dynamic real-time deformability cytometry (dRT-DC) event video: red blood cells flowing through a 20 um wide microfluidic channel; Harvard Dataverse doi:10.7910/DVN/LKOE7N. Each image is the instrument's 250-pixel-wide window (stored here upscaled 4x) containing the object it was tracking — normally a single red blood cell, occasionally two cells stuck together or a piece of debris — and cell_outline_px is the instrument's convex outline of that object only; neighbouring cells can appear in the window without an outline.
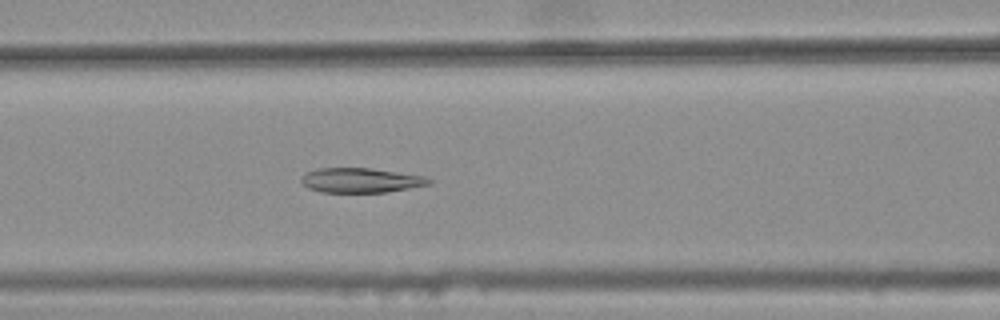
{"species": "common noctule bat (a hibernating species)", "species_latin": "Nyctalus noctula", "temperature_condition": "warm", "stored_images_in_passage": 43, "camera_frame_rate_fps": 3000, "um_per_image_px": 0.085, "animal": {"sex": "female", "body_mass_g": 25.1}, "frame": {"image": 1, "passage_image": 21, "time_ms": 6.667, "image_size_px": [1000, 320], "cell_outline_px": [[432, 184], [384, 192], [320, 192], [308, 188], [300, 180], [308, 172], [316, 168], [368, 168], [424, 176], [432, 180]], "centroid_in_image_um": [30.66, 15.33], "position_along_channel_um": 135.9, "area_um2": 18.09}}
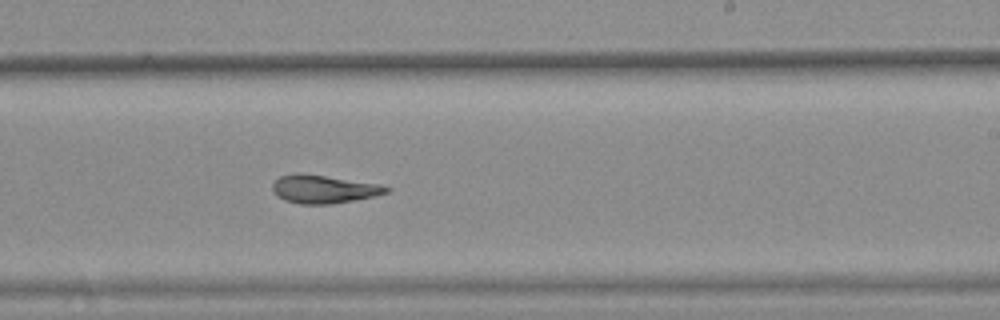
{"frame": {"image": 2, "passage_image": 31, "time_ms": 10.0, "image_size_px": [1000, 320], "cell_outline_px": [[392, 188], [388, 192], [372, 196], [352, 200], [328, 204], [300, 204], [284, 200], [272, 188], [272, 184], [280, 176], [296, 172], [300, 172], [380, 184]], "centroid_in_image_um": [27.5, 16.06], "position_along_channel_um": 261.5, "area_um2": 18.5}}
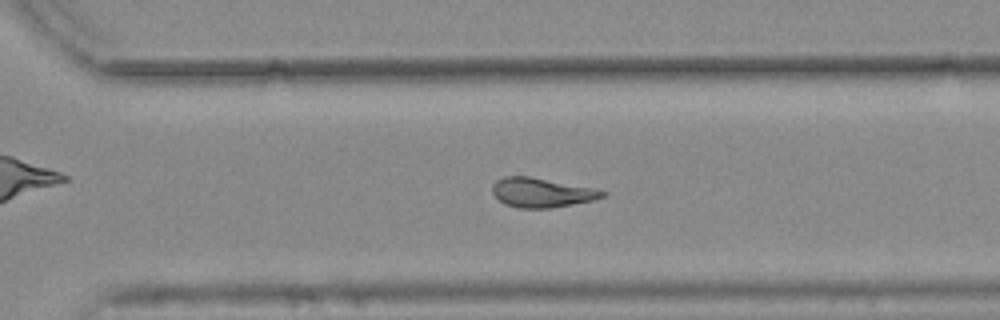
{"frame": {"image": 3, "passage_image": 36, "time_ms": 11.667, "image_size_px": [1000, 320], "cell_outline_px": [[608, 192], [604, 196], [592, 200], [552, 208], [516, 208], [504, 204], [492, 192], [492, 184], [496, 180], [504, 176], [528, 176], [596, 188]], "centroid_in_image_um": [46.03, 16.37], "position_along_channel_um": 324.6, "area_um2": 18.9}, "authors_computed_cell_mechanics": {"area_um2": 19.7098, "velocity_mm_per_s": 3.7808, "shape_relaxation_time_tau1_ms": null, "shape_relaxation_time_tau2_ms": 4.2582, "deformation_change_tau1": null, "deformation_change_tau2": 0.103}}